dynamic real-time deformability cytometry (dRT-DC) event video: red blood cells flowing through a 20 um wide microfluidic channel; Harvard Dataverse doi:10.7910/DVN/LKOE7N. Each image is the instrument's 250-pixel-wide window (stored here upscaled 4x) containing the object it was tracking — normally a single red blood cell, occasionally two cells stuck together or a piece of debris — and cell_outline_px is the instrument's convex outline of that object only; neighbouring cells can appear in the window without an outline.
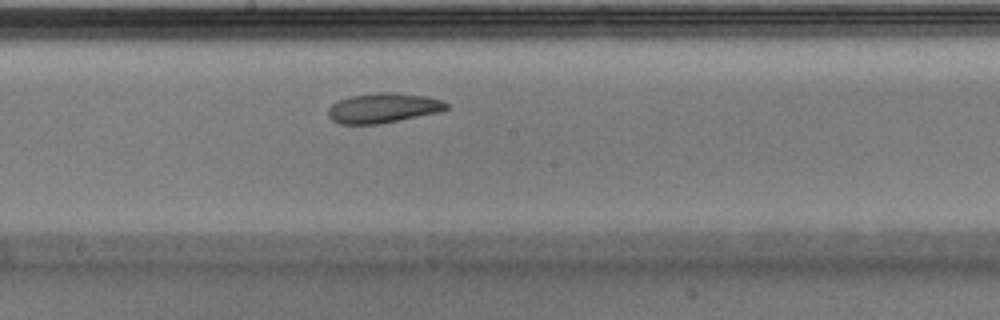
{"species": "Egyptian fruit bat (a non-hibernating species)", "species_latin": "Rousettus aegyptiacus", "temperature_condition": "warm", "stored_images_in_passage": 35, "camera_frame_rate_fps": 3000, "um_per_image_px": 0.085, "animal": {"sex": "male"}, "frame": {"image": 1, "passage_image": 16, "time_ms": 5.0, "image_size_px": [1000, 320], "cell_outline_px": [[448, 108], [440, 112], [376, 124], [340, 124], [332, 120], [328, 116], [328, 108], [332, 104], [340, 100], [352, 96], [376, 92], [396, 92], [428, 96], [440, 100], [448, 104]], "centroid_in_image_um": [32.57, 9.17], "position_along_channel_um": 215.6, "area_um2": 20.46}}